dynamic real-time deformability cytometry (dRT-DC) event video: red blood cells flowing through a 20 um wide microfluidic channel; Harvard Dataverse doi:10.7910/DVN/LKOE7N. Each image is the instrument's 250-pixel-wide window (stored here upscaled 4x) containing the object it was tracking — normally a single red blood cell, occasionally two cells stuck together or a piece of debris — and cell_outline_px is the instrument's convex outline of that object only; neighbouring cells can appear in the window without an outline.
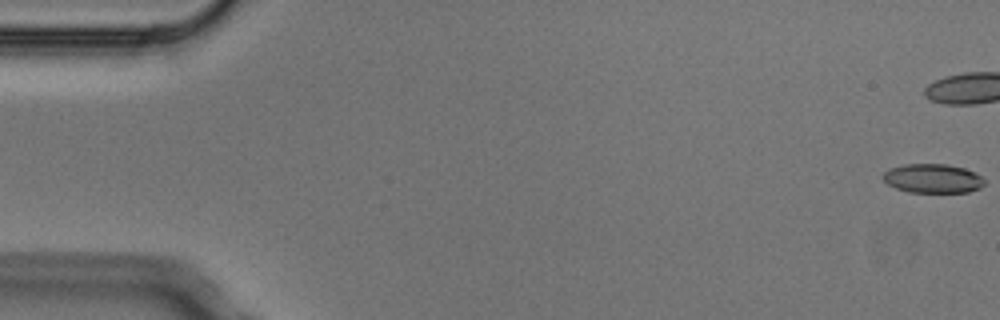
{"species": "Egyptian fruit bat (a non-hibernating species)", "species_latin": "Rousettus aegyptiacus", "temperature_condition": "cold", "stored_images_in_passage": 6, "segment_of_instrument_passage": [2, 2], "camera_frame_rate_fps": 3000, "um_per_image_px": 0.085, "animal": {"sex": "male"}, "frame": {"image": 1, "passage_image": 6, "time_ms": 1.667, "image_size_px": [1000, 320], "cell_outline_px": [[984, 184], [980, 188], [968, 192], [908, 192], [896, 188], [888, 184], [880, 176], [888, 168], [904, 164], [948, 164], [964, 168], [980, 176], [984, 180]], "centroid_in_image_um": [79.24, 15.16], "position_along_channel_um": 5.8, "area_um2": 17.22}}